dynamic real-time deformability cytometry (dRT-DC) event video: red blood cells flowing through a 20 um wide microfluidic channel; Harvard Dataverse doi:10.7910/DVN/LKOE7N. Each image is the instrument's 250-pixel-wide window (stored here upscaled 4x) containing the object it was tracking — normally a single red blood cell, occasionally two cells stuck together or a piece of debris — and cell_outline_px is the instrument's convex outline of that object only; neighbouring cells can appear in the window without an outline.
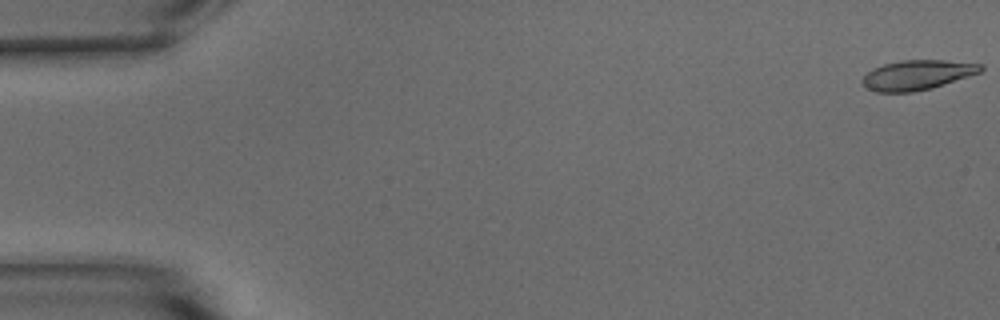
{"species": "common noctule bat (a hibernating species)", "species_latin": "Nyctalus noctula", "temperature_condition": "warm", "stored_images_in_passage": 55, "camera_frame_rate_fps": 3000, "um_per_image_px": 0.085, "animal": {"sex": "male", "body_mass_g": 15.6}, "frame": {"image": 1, "passage_image": 1, "time_ms": 0.0, "image_size_px": [1000, 320], "cell_outline_px": [[984, 68], [980, 72], [932, 88], [912, 92], [876, 92], [868, 88], [860, 80], [872, 68], [884, 64], [904, 60], [944, 60], [984, 64]], "centroid_in_image_um": [77.97, 6.37], "position_along_channel_um": 7.0, "area_um2": 20.4}}
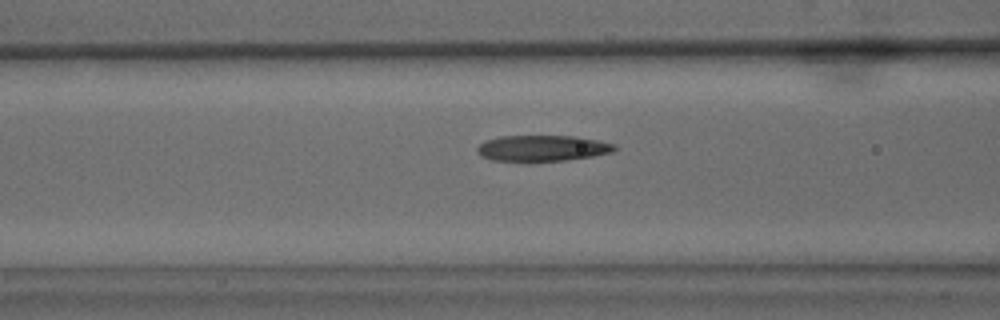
{"frame": {"image": 2, "passage_image": 22, "time_ms": 7.0, "image_size_px": [1000, 320], "cell_outline_px": [[616, 148], [612, 152], [592, 156], [564, 160], [492, 160], [480, 156], [476, 152], [476, 148], [484, 140], [500, 136], [576, 136], [600, 140], [616, 144]], "centroid_in_image_um": [46.09, 12.57], "position_along_channel_um": 120.5, "area_um2": 20.63}}
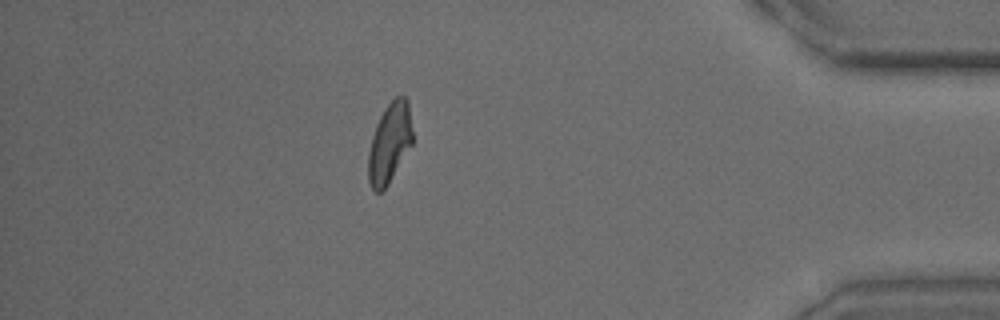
{"frame": {"image": 3, "passage_image": 48, "time_ms": 15.667, "image_size_px": [1000, 320], "cell_outline_px": [[412, 144], [388, 184], [380, 192], [376, 192], [372, 188], [368, 180], [368, 152], [372, 136], [376, 124], [384, 108], [396, 96], [404, 96], [408, 100], [412, 132]], "centroid_in_image_um": [33.1, 12.14], "position_along_channel_um": 402.1, "area_um2": 20.46}, "authors_computed_cell_mechanics": {"area_um2": 21.2126, "velocity_mm_per_s": 3.7185, "shape_relaxation_time_tau1_ms": 5.0834, "shape_relaxation_time_tau2_ms": 1.6809, "deformation_change_tau1": 0.1941, "deformation_change_tau2": 0.1008}}